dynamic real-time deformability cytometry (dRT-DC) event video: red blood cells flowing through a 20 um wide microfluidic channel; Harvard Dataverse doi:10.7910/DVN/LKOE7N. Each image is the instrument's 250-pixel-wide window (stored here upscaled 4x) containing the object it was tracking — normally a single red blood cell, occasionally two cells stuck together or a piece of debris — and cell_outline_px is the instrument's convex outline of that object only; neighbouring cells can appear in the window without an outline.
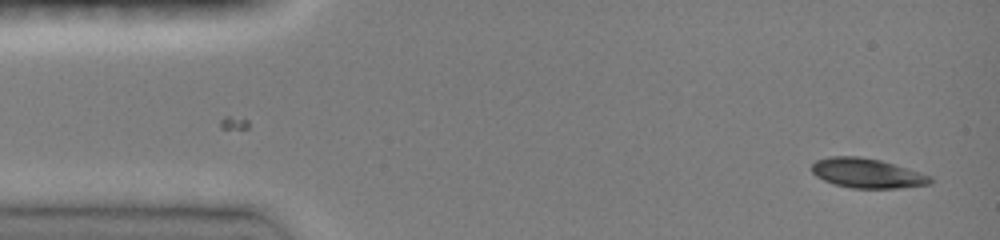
{"species": "common noctule bat (a hibernating species)", "species_latin": "Nyctalus noctula", "temperature_condition": "room temperature", "stored_images_in_passage": 19, "camera_frame_rate_fps": 3000, "um_per_image_px": 0.085, "animal": {"sex": "female", "body_mass_g": 19.0, "forearm_length_mm": 51.5}, "frame": {"image": 1, "passage_image": 1, "time_ms": 0.0, "image_size_px": [1000, 240], "cell_outline_px": [[932, 184], [900, 188], [852, 188], [836, 184], [824, 180], [816, 176], [812, 172], [812, 164], [816, 160], [828, 156], [860, 156], [880, 160], [920, 172], [932, 176]], "centroid_in_image_um": [73.71, 14.72], "position_along_channel_um": 11.3, "area_um2": 20.46}}
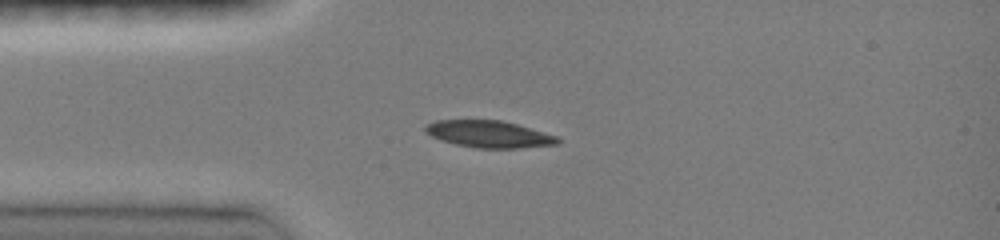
{"frame": {"image": 2, "passage_image": 10, "time_ms": 3.0, "image_size_px": [1000, 240], "cell_outline_px": [[560, 144], [520, 148], [476, 148], [456, 144], [440, 140], [424, 132], [424, 124], [436, 120], [500, 120], [516, 124], [560, 136]], "centroid_in_image_um": [41.57, 11.4], "position_along_channel_um": 43.4, "area_um2": 20.98}}
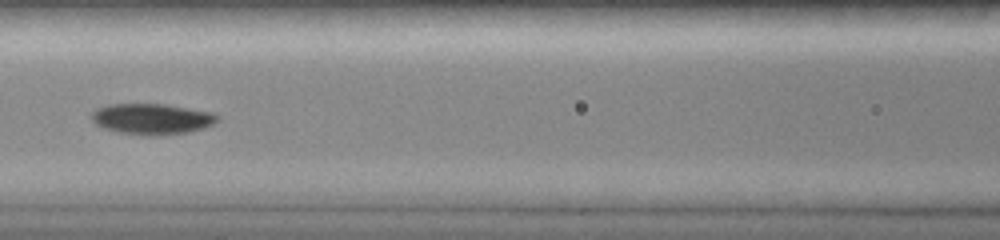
{"frame": {"image": 3, "passage_image": 18, "time_ms": 6.0, "image_size_px": [1000, 240], "cell_outline_px": [[220, 120], [204, 128], [188, 132], [156, 136], [152, 136], [120, 132], [104, 128], [96, 124], [88, 116], [96, 108], [108, 104], [164, 104], [212, 112]], "centroid_in_image_um": [12.88, 10.1], "position_along_channel_um": 153.7, "area_um2": 22.6}}